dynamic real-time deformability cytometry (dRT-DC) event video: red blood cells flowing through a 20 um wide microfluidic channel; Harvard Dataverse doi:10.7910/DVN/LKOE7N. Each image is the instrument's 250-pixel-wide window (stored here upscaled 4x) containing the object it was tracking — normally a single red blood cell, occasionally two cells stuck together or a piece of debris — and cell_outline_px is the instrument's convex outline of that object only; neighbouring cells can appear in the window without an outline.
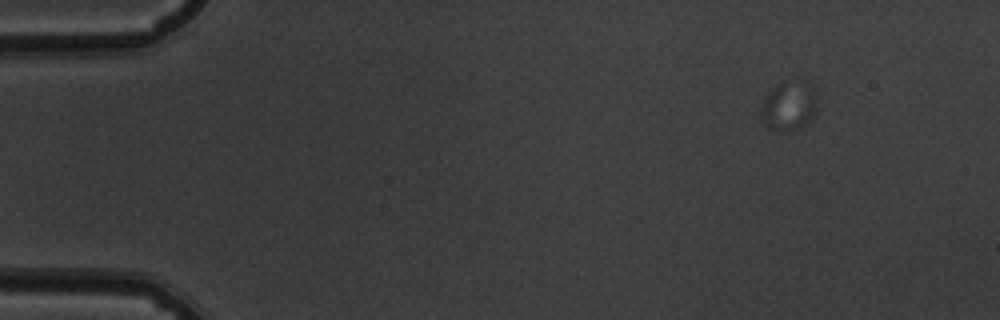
{"species": "common noctule bat (a hibernating species)", "species_latin": "Nyctalus noctula", "temperature_condition": "warm", "stored_images_in_passage": 53, "camera_frame_rate_fps": 3000, "um_per_image_px": 0.085, "animal": {"sex": "male", "body_mass_g": 19.5, "forearm_length_mm": 54.6}, "frame": {"image": 1, "passage_image": 1, "time_ms": 0.0, "image_size_px": [1000, 320], "cell_outline_px": [[816, 112], [808, 124], [784, 132], [768, 128], [764, 124], [760, 116], [760, 108], [764, 96], [772, 88], [780, 84], [816, 84]], "centroid_in_image_um": [67.05, 9.05], "position_along_channel_um": 18.0, "area_um2": 16.07}}
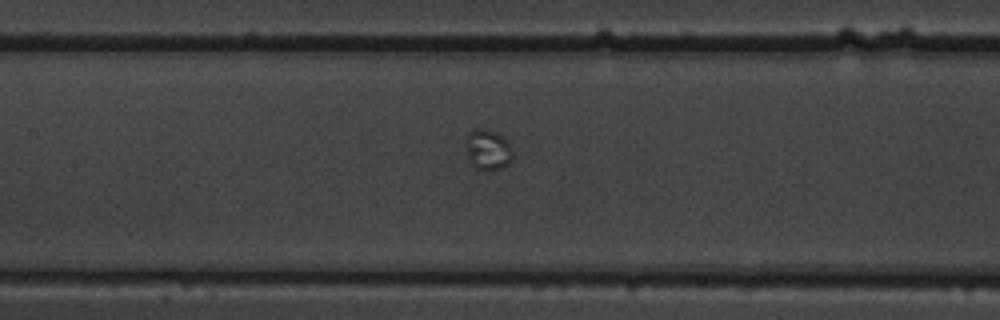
{"frame": {"image": 2, "passage_image": 23, "time_ms": 7.333, "image_size_px": [1000, 320], "cell_outline_px": [[512, 160], [508, 164], [500, 168], [476, 168], [468, 160], [464, 140], [468, 132], [476, 128], [488, 128], [504, 136], [508, 140], [512, 152]], "centroid_in_image_um": [41.44, 12.65], "position_along_channel_um": 166.0, "area_um2": 11.21}}
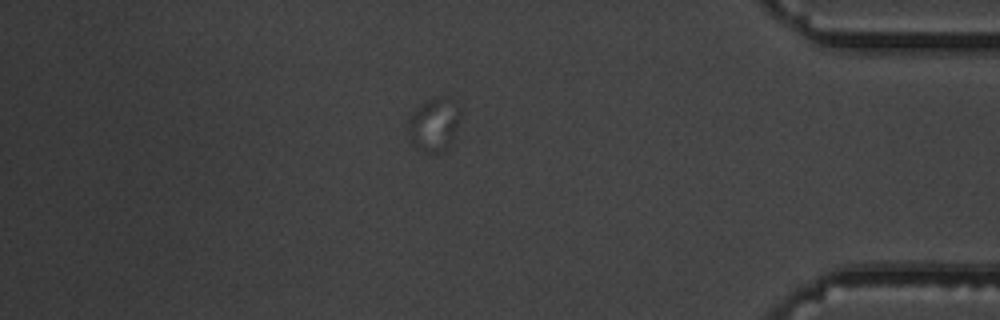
{"frame": {"image": 3, "passage_image": 46, "time_ms": 15.0, "image_size_px": [1000, 320], "cell_outline_px": [[460, 116], [456, 132], [452, 140], [440, 152], [428, 152], [420, 148], [412, 140], [408, 132], [408, 120], [412, 112], [416, 108], [428, 100], [440, 96], [448, 96], [456, 100], [460, 108]], "centroid_in_image_um": [36.94, 10.5], "position_along_channel_um": 398.3, "area_um2": 16.01}}